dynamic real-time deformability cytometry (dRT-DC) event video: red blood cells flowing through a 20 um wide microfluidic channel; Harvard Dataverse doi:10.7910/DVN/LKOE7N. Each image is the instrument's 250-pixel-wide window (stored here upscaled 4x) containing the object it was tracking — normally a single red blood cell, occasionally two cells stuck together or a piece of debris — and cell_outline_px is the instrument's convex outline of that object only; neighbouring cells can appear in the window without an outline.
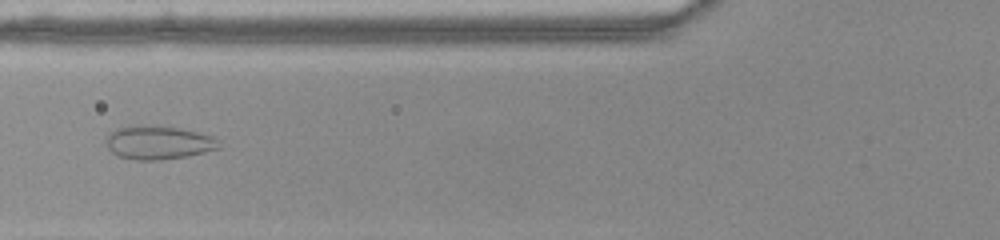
{"species": "common noctule bat (a hibernating species)", "species_latin": "Nyctalus noctula", "temperature_condition": "warm", "stored_images_in_passage": 36, "camera_frame_rate_fps": 3000, "um_per_image_px": 0.085, "animal": {"sex": "female", "body_mass_g": 22.0, "forearm_length_mm": 56.7}, "frame": {"image": 1, "passage_image": 6, "time_ms": 1.667, "image_size_px": [1000, 240], "cell_outline_px": [[220, 148], [188, 156], [160, 160], [136, 160], [116, 156], [108, 148], [108, 132], [116, 128], [176, 128], [196, 132], [212, 136], [220, 140]], "centroid_in_image_um": [13.51, 12.18], "position_along_channel_um": 112.3, "area_um2": 21.21}}
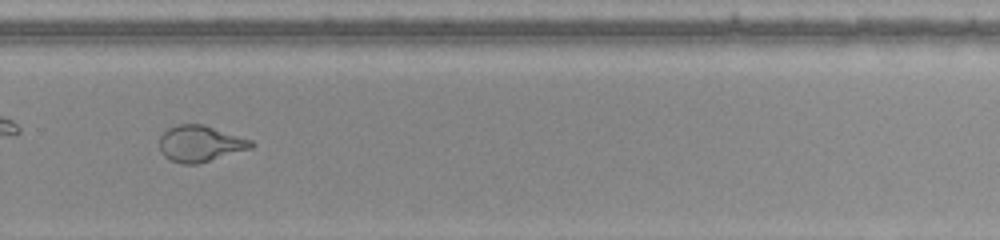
{"frame": {"image": 2, "passage_image": 21, "time_ms": 6.667, "image_size_px": [1000, 240], "cell_outline_px": [[256, 144], [252, 148], [196, 164], [180, 164], [164, 156], [160, 152], [160, 136], [168, 128], [180, 124], [204, 124], [252, 140]], "centroid_in_image_um": [17.02, 12.2], "position_along_channel_um": 312.8, "area_um2": 19.31}, "authors_computed_cell_mechanics": {"area_um2": 21.0681, "velocity_mm_per_s": 4.0216, "shape_relaxation_time_tau1_ms": null, "shape_relaxation_time_tau2_ms": 0.7765, "deformation_change_tau1": null, "deformation_change_tau2": 0.0812}}